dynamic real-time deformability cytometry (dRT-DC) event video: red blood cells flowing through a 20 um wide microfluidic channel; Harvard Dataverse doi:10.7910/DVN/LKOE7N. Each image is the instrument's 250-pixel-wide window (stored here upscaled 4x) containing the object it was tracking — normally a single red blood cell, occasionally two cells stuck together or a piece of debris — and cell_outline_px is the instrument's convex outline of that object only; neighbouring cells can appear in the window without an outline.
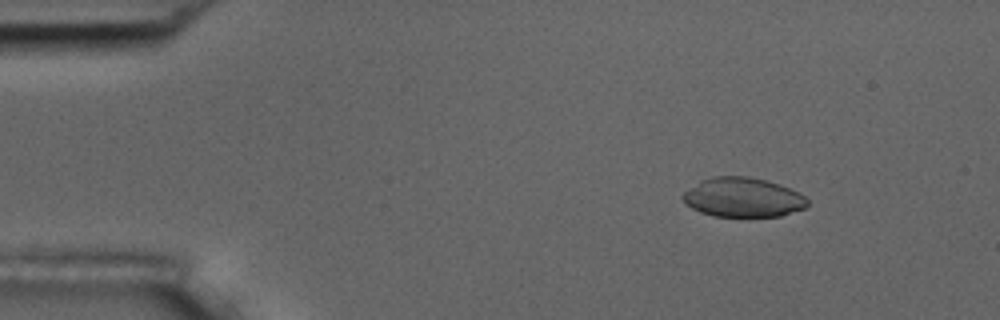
{"species": "common noctule bat (a hibernating species)", "species_latin": "Nyctalus noctula", "temperature_condition": "room temperature", "stored_images_in_passage": 9, "camera_frame_rate_fps": 3000, "um_per_image_px": 0.085, "animal": {"sex": "male", "body_mass_g": 17.5, "forearm_length_mm": 52.3}, "frame": {"image": 1, "passage_image": 3, "time_ms": 2.333, "image_size_px": [1000, 320], "cell_outline_px": [[808, 204], [804, 208], [780, 216], [712, 216], [700, 212], [692, 208], [680, 196], [684, 192], [700, 180], [712, 176], [748, 176], [780, 184], [800, 192], [808, 200]], "centroid_in_image_um": [63.14, 16.77], "position_along_channel_um": 21.9, "area_um2": 28.61}}
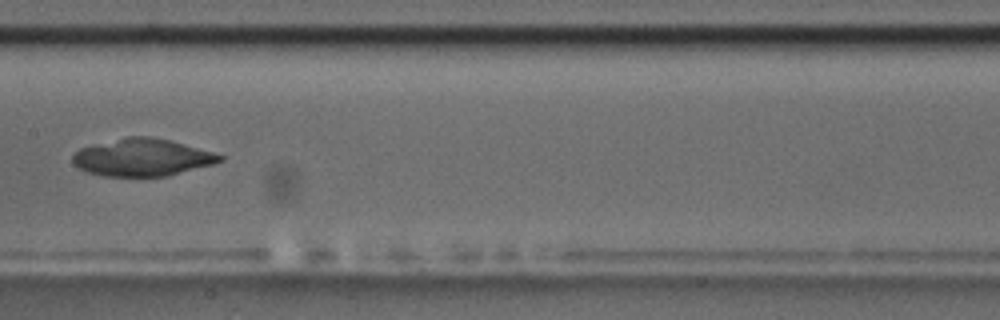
{"frame": {"image": 2, "passage_image": 9, "time_ms": 9.333, "image_size_px": [1000, 320], "cell_outline_px": [[224, 160], [212, 164], [168, 176], [104, 176], [88, 172], [80, 168], [72, 160], [72, 156], [80, 148], [92, 144], [128, 136], [148, 136], [168, 140], [184, 144], [212, 152], [224, 156]], "centroid_in_image_um": [12.08, 13.38], "position_along_channel_um": 195.3, "area_um2": 31.73}}